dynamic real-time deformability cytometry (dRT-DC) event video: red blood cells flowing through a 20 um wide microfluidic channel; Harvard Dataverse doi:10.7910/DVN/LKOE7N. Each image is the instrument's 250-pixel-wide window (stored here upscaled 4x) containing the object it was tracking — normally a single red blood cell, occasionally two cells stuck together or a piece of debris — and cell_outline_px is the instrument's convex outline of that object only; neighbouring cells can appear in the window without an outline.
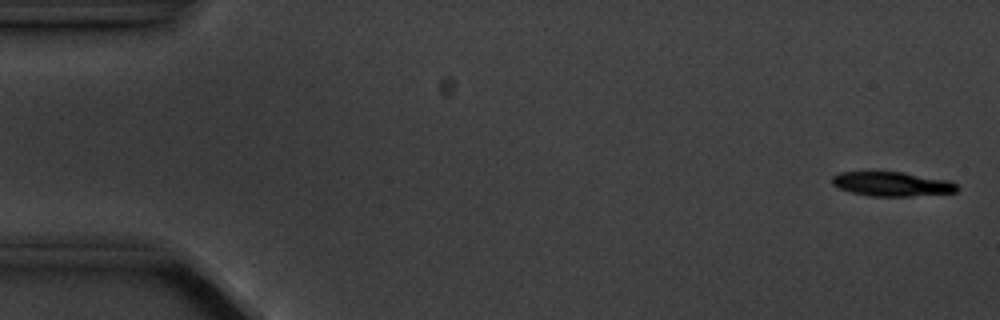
{"species": "common noctule bat (a hibernating species)", "species_latin": "Nyctalus noctula", "temperature_condition": "cold", "stored_images_in_passage": 6, "camera_frame_rate_fps": 3000, "um_per_image_px": 0.085, "animal": {"sex": "male", "body_mass_g": 20.1, "forearm_length_mm": 53.5}, "frame": {"image": 1, "passage_image": 1, "time_ms": 0.0, "image_size_px": [1000, 320], "cell_outline_px": [[960, 188], [956, 192], [908, 196], [872, 196], [852, 192], [840, 188], [832, 184], [832, 176], [840, 172], [900, 172], [952, 180]], "centroid_in_image_um": [75.86, 15.63], "position_along_channel_um": 9.1, "area_um2": 17.63}}